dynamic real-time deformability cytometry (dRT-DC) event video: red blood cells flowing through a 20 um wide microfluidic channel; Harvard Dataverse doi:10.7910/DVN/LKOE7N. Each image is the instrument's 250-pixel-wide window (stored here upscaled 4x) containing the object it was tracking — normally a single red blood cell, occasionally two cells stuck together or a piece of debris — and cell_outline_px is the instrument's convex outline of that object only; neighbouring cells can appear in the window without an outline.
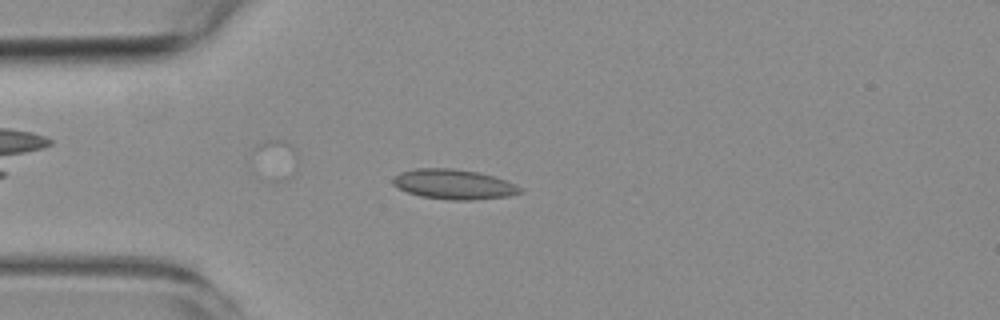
{"species": "common noctule bat (a hibernating species)", "species_latin": "Nyctalus noctula", "temperature_condition": "room temperature", "stored_images_in_passage": 4, "camera_frame_rate_fps": 3000, "um_per_image_px": 0.085, "animal": {"sex": "female", "body_mass_g": 19.3, "forearm_length_mm": 54.1}, "frame": {"image": 1, "passage_image": 4, "time_ms": 3.333, "image_size_px": [1000, 320], "cell_outline_px": [[524, 192], [508, 196], [472, 200], [452, 200], [420, 196], [408, 192], [392, 184], [392, 176], [400, 172], [416, 168], [452, 168], [480, 172], [516, 184], [524, 188]], "centroid_in_image_um": [38.58, 15.66], "position_along_channel_um": 46.4, "area_um2": 22.31}}